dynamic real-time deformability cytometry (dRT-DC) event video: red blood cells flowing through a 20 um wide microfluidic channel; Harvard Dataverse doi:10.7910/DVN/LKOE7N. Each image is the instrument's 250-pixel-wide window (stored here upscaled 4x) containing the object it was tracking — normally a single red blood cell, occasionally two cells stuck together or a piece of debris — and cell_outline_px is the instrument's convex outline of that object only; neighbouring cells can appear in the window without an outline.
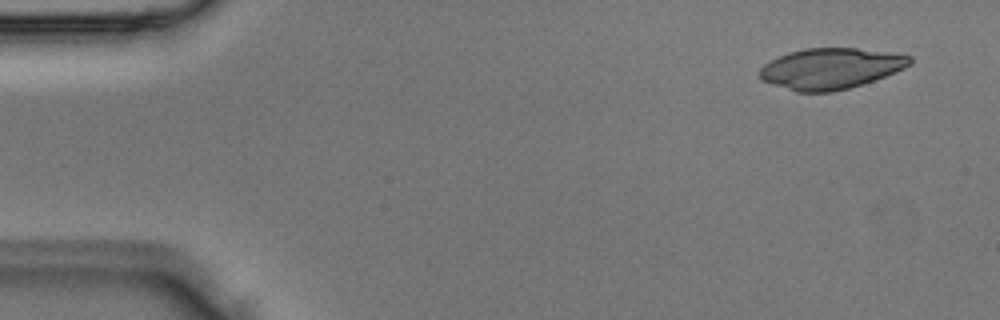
{"species": "Egyptian fruit bat (a non-hibernating species)", "species_latin": "Rousettus aegyptiacus", "temperature_condition": "room temperature", "stored_images_in_passage": 3, "camera_frame_rate_fps": 3000, "um_per_image_px": 0.085, "animal": {"sex": "male"}, "frame": {"image": 1, "passage_image": 1, "time_ms": 0.0, "image_size_px": [1000, 320], "cell_outline_px": [[912, 64], [904, 68], [884, 76], [848, 88], [832, 92], [796, 92], [760, 80], [756, 72], [764, 64], [788, 52], [804, 48], [856, 48], [888, 52], [912, 56]], "centroid_in_image_um": [70.56, 5.82], "position_along_channel_um": 14.4, "area_um2": 35.72}}